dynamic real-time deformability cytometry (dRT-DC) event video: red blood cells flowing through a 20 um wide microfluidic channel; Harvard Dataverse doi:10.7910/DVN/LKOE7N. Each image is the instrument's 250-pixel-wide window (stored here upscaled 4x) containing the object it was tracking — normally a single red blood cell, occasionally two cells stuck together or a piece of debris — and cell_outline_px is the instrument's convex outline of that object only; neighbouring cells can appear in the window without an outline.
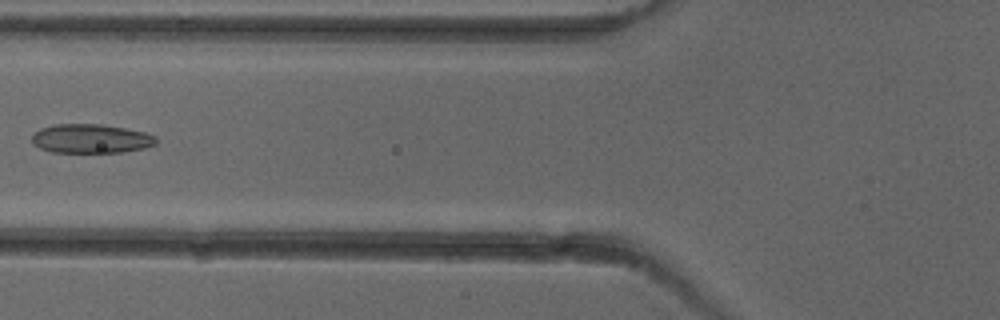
{"species": "common noctule bat (a hibernating species)", "species_latin": "Nyctalus noctula", "temperature_condition": "cold", "stored_images_in_passage": 6, "camera_frame_rate_fps": 3000, "um_per_image_px": 0.085, "animal": {"sex": "female"}, "frame": {"image": 1, "passage_image": 6, "time_ms": 6.333, "image_size_px": [1000, 320], "cell_outline_px": [[156, 144], [144, 148], [124, 152], [52, 152], [40, 148], [32, 140], [32, 136], [40, 128], [56, 124], [104, 124], [144, 132], [156, 136]], "centroid_in_image_um": [7.75, 11.78], "position_along_channel_um": 118.1, "area_um2": 20.92}}